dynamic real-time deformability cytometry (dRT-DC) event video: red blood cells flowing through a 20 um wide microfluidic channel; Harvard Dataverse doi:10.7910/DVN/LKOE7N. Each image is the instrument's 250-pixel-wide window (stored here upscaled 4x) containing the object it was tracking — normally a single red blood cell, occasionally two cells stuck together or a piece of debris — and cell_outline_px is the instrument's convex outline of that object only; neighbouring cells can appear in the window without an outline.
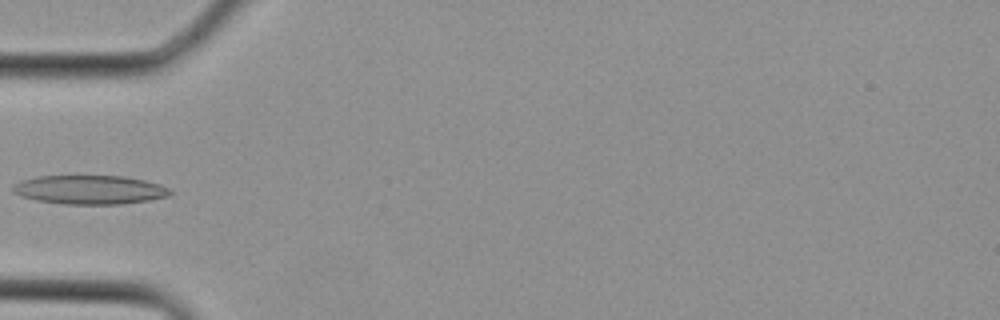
{"species": "Egyptian fruit bat (a non-hibernating species)", "species_latin": "Rousettus aegyptiacus", "temperature_condition": "cold", "stored_images_in_passage": 3, "camera_frame_rate_fps": 3000, "um_per_image_px": 0.085, "animal": {"sex": "female"}, "frame": {"image": 1, "passage_image": 3, "time_ms": 0.667, "image_size_px": [1000, 320], "cell_outline_px": [[172, 192], [168, 196], [148, 200], [120, 204], [64, 204], [36, 200], [20, 196], [12, 192], [12, 184], [20, 180], [36, 176], [124, 176], [144, 180], [160, 184], [168, 188]], "centroid_in_image_um": [7.57, 16.12], "position_along_channel_um": 77.4, "area_um2": 26.59}}